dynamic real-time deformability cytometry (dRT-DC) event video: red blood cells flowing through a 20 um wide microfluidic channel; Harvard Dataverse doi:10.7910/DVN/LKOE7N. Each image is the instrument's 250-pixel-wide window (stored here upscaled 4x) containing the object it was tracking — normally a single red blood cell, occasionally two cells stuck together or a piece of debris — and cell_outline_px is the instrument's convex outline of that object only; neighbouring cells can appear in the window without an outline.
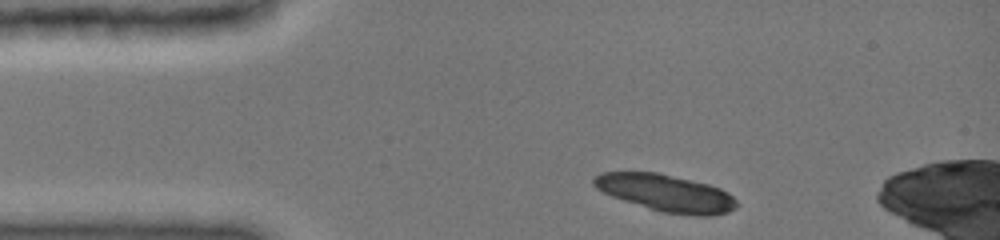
{"species": "common noctule bat (a hibernating species)", "species_latin": "Nyctalus noctula", "temperature_condition": "cold", "stored_images_in_passage": 3, "camera_frame_rate_fps": 3000, "um_per_image_px": 0.085, "animal": {"sex": "female", "body_mass_g": 19.0, "forearm_length_mm": 51.5}, "frame": {"image": 1, "passage_image": 1, "time_ms": 0.0, "image_size_px": [1000, 240], "cell_outline_px": [[740, 204], [736, 208], [728, 212], [712, 216], [696, 216], [660, 212], [612, 196], [596, 188], [592, 184], [592, 180], [600, 172], [656, 172], [708, 184], [720, 188], [728, 192]], "centroid_in_image_um": [56.64, 16.42], "position_along_channel_um": 28.4, "area_um2": 30.87}}